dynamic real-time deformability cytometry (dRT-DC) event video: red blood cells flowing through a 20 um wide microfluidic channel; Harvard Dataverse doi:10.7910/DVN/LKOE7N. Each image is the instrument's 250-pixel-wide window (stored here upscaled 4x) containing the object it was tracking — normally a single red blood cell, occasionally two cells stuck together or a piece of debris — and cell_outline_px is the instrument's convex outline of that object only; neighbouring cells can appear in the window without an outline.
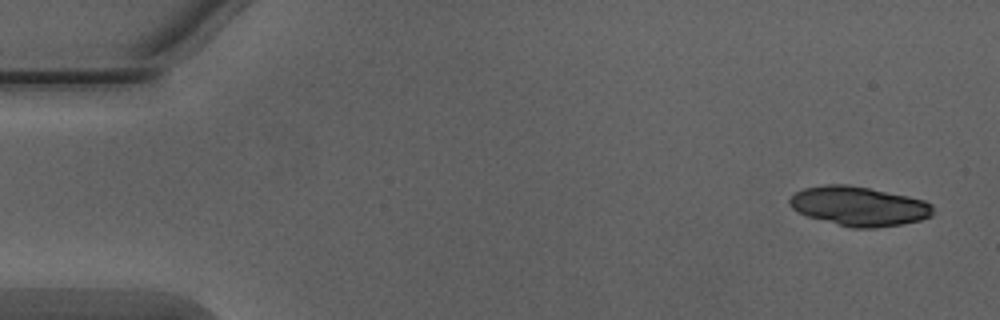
{"species": "Egyptian fruit bat (a non-hibernating species)", "species_latin": "Rousettus aegyptiacus", "temperature_condition": "warm", "stored_images_in_passage": 8, "camera_frame_rate_fps": 3000, "um_per_image_px": 0.085, "animal": {"sex": "male"}, "frame": {"image": 1, "passage_image": 1, "time_ms": 0.0, "image_size_px": [1000, 320], "cell_outline_px": [[932, 216], [920, 220], [904, 224], [876, 228], [852, 228], [808, 216], [792, 208], [788, 204], [788, 200], [796, 192], [804, 188], [824, 184], [848, 184], [908, 196], [924, 200], [932, 204]], "centroid_in_image_um": [73.02, 17.52], "position_along_channel_um": 12.0, "area_um2": 32.83}}